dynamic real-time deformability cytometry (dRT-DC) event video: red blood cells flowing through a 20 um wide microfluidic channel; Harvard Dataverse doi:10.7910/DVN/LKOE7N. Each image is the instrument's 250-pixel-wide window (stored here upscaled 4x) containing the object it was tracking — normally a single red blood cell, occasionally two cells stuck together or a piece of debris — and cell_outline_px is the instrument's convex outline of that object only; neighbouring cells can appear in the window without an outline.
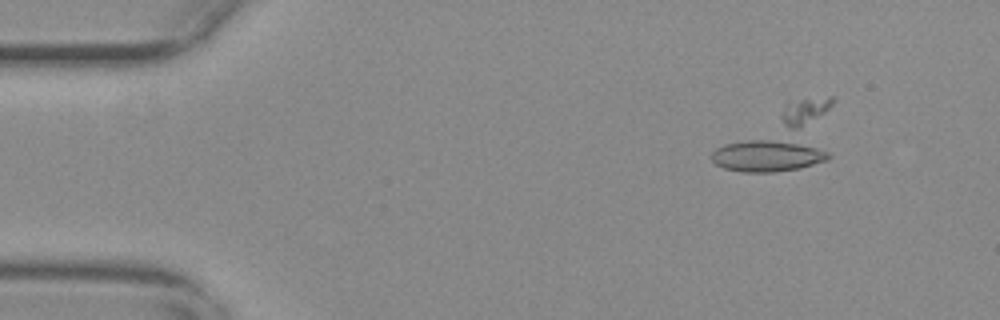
{"species": "common noctule bat (a hibernating species)", "species_latin": "Nyctalus noctula", "temperature_condition": "warm", "stored_images_in_passage": 21, "camera_frame_rate_fps": 3000, "um_per_image_px": 0.085, "animal": {"sex": "female", "body_mass_g": 29.2, "forearm_length_mm": 56.3}, "frame": {"image": 1, "passage_image": 7, "time_ms": 2.0, "image_size_px": [1000, 320], "cell_outline_px": [[832, 156], [828, 160], [800, 168], [776, 172], [740, 172], [724, 168], [716, 164], [712, 160], [712, 152], [716, 148], [724, 144], [748, 140], [788, 140], [816, 148], [828, 152]], "centroid_in_image_um": [65.21, 13.25], "position_along_channel_um": 19.8, "area_um2": 21.44}}